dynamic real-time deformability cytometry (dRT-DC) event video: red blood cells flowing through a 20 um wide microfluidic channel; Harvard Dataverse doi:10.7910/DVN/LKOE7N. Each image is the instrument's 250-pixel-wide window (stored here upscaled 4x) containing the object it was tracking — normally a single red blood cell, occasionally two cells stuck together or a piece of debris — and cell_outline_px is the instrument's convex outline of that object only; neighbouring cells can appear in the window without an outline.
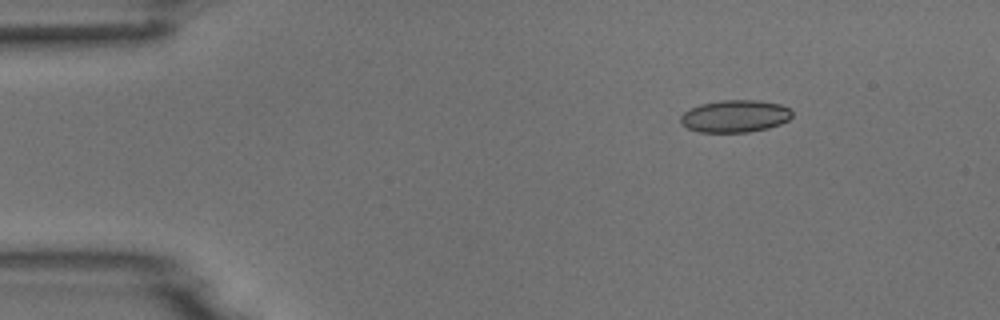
{"species": "common noctule bat (a hibernating species)", "species_latin": "Nyctalus noctula", "temperature_condition": "room temperature", "stored_images_in_passage": 3, "camera_frame_rate_fps": 3000, "um_per_image_px": 0.085, "animal": {"sex": "male", "body_mass_g": 18.8}, "frame": {"image": 1, "passage_image": 1, "time_ms": 0.0, "image_size_px": [1000, 320], "cell_outline_px": [[792, 116], [788, 120], [780, 124], [768, 128], [748, 132], [700, 132], [688, 128], [680, 124], [680, 116], [688, 108], [700, 104], [720, 100], [756, 100], [780, 104], [792, 108]], "centroid_in_image_um": [62.47, 9.87], "position_along_channel_um": 22.5, "area_um2": 21.21}}